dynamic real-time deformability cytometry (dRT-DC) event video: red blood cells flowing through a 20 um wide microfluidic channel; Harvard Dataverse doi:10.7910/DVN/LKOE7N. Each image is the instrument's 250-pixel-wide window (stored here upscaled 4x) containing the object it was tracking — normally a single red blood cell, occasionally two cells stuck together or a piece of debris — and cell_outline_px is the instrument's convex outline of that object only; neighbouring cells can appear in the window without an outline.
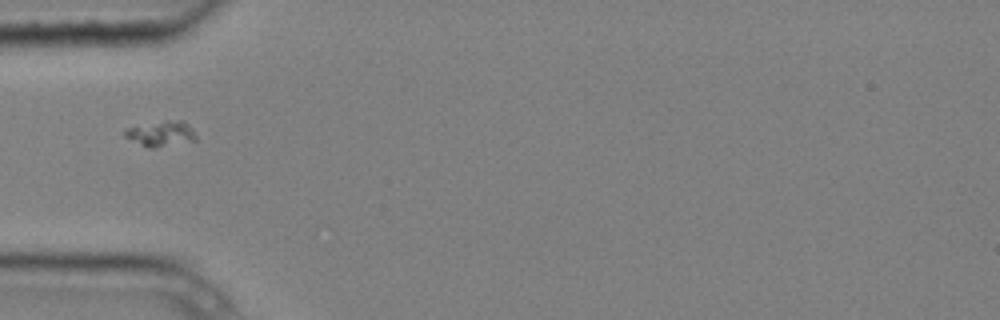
{"species": "common noctule bat (a hibernating species)", "species_latin": "Nyctalus noctula", "temperature_condition": "cold", "stored_images_in_passage": 5, "camera_frame_rate_fps": 3000, "um_per_image_px": 0.085, "animal": {"sex": "male", "body_mass_g": 20.4}, "frame": {"image": 1, "passage_image": 3, "time_ms": 0.667, "image_size_px": [1000, 320], "cell_outline_px": [[196, 140], [152, 148], [148, 148], [124, 136], [124, 128], [164, 120], [184, 120], [192, 128], [196, 136]], "centroid_in_image_um": [13.68, 11.34], "position_along_channel_um": 71.3, "area_um2": 10.52}}